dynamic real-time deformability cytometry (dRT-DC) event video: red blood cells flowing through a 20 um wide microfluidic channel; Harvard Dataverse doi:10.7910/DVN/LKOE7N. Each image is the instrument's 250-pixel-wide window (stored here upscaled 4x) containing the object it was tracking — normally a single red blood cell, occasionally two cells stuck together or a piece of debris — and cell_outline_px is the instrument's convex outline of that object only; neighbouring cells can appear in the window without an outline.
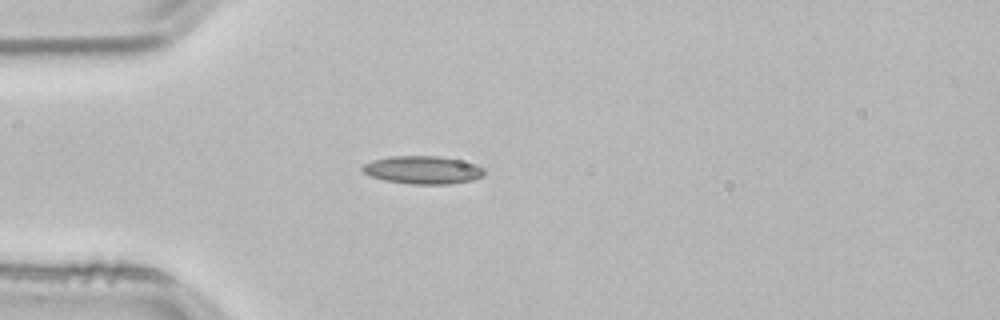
{"species": "common noctule bat (a hibernating species)", "species_latin": "Nyctalus noctula", "temperature_condition": "room temperature", "stored_images_in_passage": 40, "camera_frame_rate_fps": 3000, "um_per_image_px": 0.085, "animal": {"sex": "male", "body_mass_g": 21.5, "forearm_length_mm": 52.0}, "frame": {"image": 1, "passage_image": 1, "time_ms": 0.0, "image_size_px": [1000, 320], "cell_outline_px": [[484, 176], [472, 180], [448, 184], [412, 184], [384, 180], [372, 176], [364, 172], [360, 168], [364, 164], [372, 160], [392, 156], [436, 156], [460, 160], [476, 164], [484, 168]], "centroid_in_image_um": [35.95, 14.44], "position_along_channel_um": 49.0, "area_um2": 19.77}}
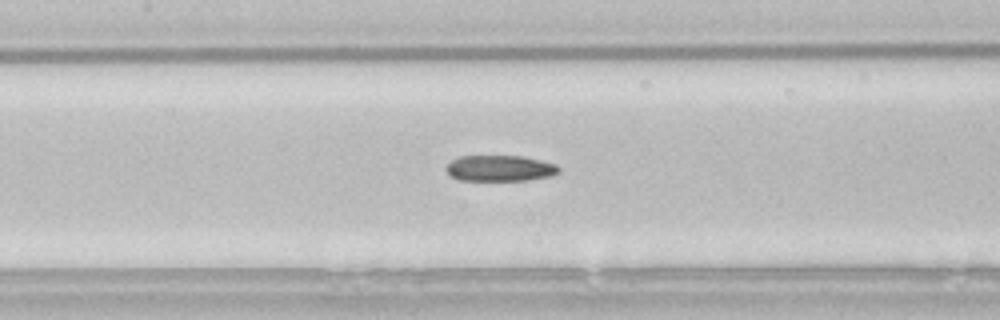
{"frame": {"image": 2, "passage_image": 11, "time_ms": 3.333, "image_size_px": [1000, 320], "cell_outline_px": [[560, 172], [552, 176], [528, 180], [460, 180], [452, 176], [444, 168], [452, 160], [460, 156], [520, 156], [540, 160], [556, 164], [560, 168]], "centroid_in_image_um": [42.52, 14.3], "position_along_channel_um": 164.9, "area_um2": 16.99}}
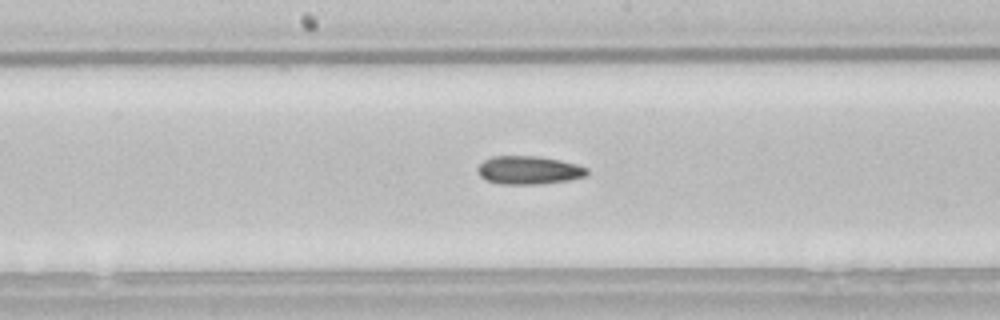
{"frame": {"image": 3, "passage_image": 14, "time_ms": 4.333, "image_size_px": [1000, 320], "cell_outline_px": [[588, 176], [568, 180], [540, 184], [500, 184], [484, 180], [480, 176], [476, 168], [484, 160], [492, 156], [536, 156], [560, 160], [576, 164], [588, 168]], "centroid_in_image_um": [44.93, 14.47], "position_along_channel_um": 203.3, "area_um2": 18.15}, "authors_computed_cell_mechanics": {"area_um2": 17.5423, "velocity_mm_per_s": 3.8402, "shape_relaxation_time_tau1_ms": 9.3053, "shape_relaxation_time_tau2_ms": null, "deformation_change_tau1": 0.1688, "deformation_change_tau2": null}}